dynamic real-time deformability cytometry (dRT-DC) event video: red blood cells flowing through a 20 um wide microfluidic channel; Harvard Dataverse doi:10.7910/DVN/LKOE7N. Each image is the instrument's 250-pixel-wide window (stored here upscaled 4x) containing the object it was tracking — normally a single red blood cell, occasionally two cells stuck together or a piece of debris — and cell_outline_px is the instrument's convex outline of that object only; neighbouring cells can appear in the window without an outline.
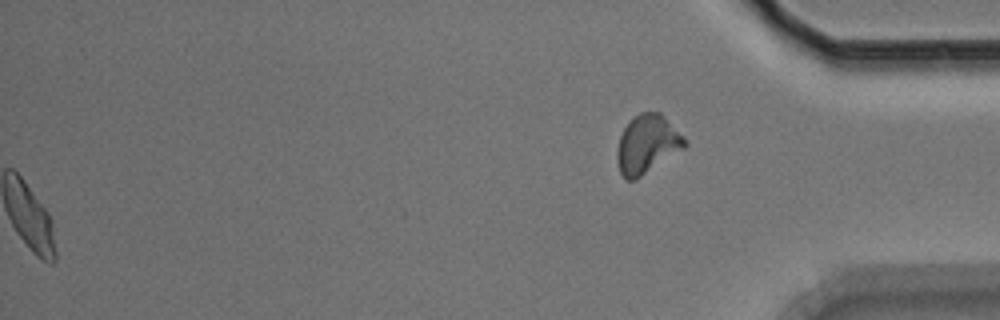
{"species": "Egyptian fruit bat (a non-hibernating species)", "species_latin": "Rousettus aegyptiacus", "temperature_condition": "room temperature", "stored_images_in_passage": 55, "segment_of_instrument_passage": [2, 2], "camera_frame_rate_fps": 3000, "um_per_image_px": 0.085, "animal": {"sex": "male"}, "frame": {"image": 1, "passage_image": 55, "time_ms": 18.0, "image_size_px": [1000, 320], "cell_outline_px": [[688, 144], [684, 148], [636, 180], [624, 180], [620, 172], [616, 160], [616, 152], [620, 136], [628, 120], [632, 116], [640, 112], [660, 112], [684, 136]], "centroid_in_image_um": [54.99, 12.26], "position_along_channel_um": 380.2, "area_um2": 23.29}}